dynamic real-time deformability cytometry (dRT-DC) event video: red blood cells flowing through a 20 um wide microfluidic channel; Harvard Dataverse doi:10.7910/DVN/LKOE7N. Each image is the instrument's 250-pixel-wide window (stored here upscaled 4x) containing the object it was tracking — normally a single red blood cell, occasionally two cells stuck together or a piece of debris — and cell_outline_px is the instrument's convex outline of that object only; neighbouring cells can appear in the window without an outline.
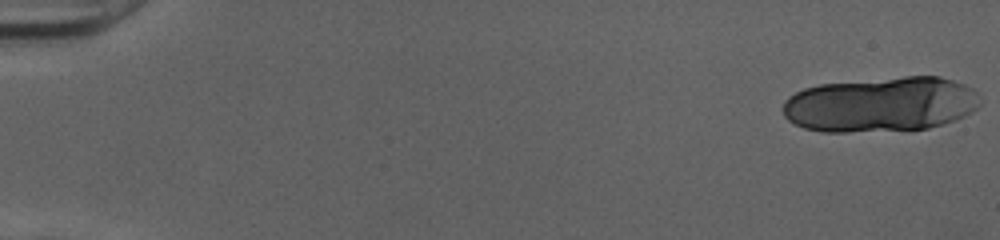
{"species": "human", "species_latin": "Homo sapiens", "temperature_condition": "cold", "stored_images_in_passage": 20, "camera_frame_rate_fps": 3000, "um_per_image_px": 0.085, "donor": {"sex": "female"}, "frame": {"image": 1, "passage_image": 1, "time_ms": 0.0, "image_size_px": [1000, 240], "cell_outline_px": [[980, 104], [972, 112], [956, 120], [928, 128], [848, 132], [820, 132], [804, 128], [788, 120], [784, 116], [784, 100], [788, 96], [804, 88], [820, 84], [904, 76], [940, 76], [964, 84], [972, 88], [976, 92]], "centroid_in_image_um": [74.86, 8.87], "position_along_channel_um": 10.1, "area_um2": 63.35}}